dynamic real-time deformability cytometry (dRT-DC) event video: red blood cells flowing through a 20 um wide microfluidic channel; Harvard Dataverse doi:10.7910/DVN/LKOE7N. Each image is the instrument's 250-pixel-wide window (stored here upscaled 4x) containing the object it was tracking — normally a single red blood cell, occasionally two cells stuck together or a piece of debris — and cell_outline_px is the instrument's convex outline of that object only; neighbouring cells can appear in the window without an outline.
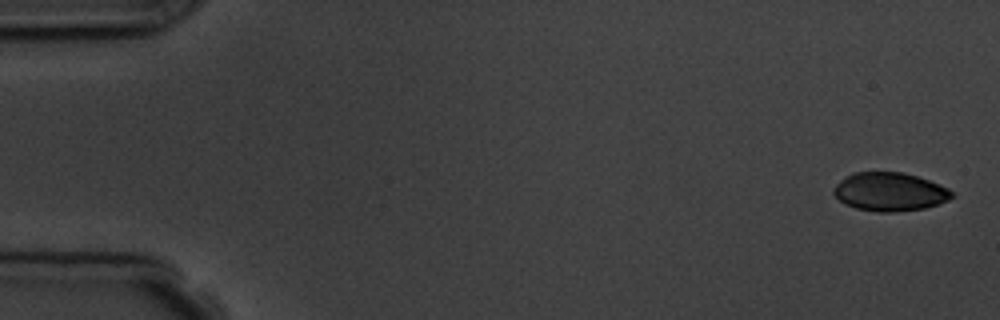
{"species": "common noctule bat (a hibernating species)", "species_latin": "Nyctalus noctula", "temperature_condition": "room temperature", "stored_images_in_passage": 7, "camera_frame_rate_fps": 3000, "um_per_image_px": 0.085, "animal": {"sex": "male", "body_mass_g": 19.5, "forearm_length_mm": 54.6}, "frame": {"image": 1, "passage_image": 1, "time_ms": 0.0, "image_size_px": [1000, 320], "cell_outline_px": [[952, 196], [948, 200], [924, 208], [896, 212], [876, 212], [856, 208], [840, 200], [832, 192], [832, 188], [844, 176], [852, 172], [904, 172], [928, 180], [948, 188], [952, 192]], "centroid_in_image_um": [75.59, 16.29], "position_along_channel_um": 9.4, "area_um2": 26.41}}
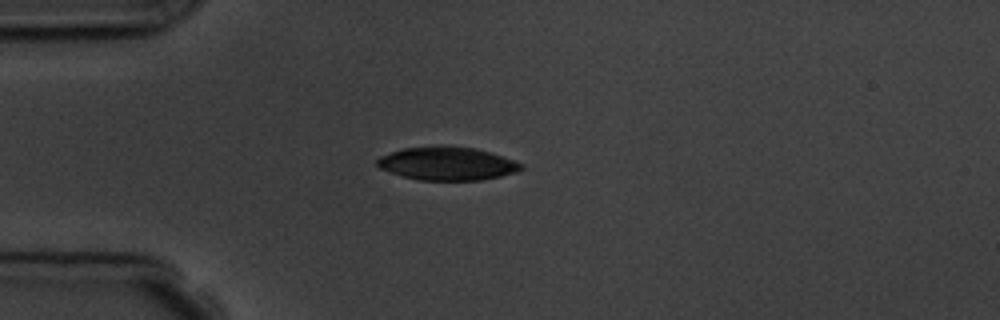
{"frame": {"image": 2, "passage_image": 4, "time_ms": 4.333, "image_size_px": [1000, 320], "cell_outline_px": [[524, 168], [516, 172], [500, 176], [480, 180], [420, 180], [404, 176], [380, 168], [376, 164], [376, 160], [380, 156], [404, 148], [440, 144], [444, 144], [476, 148], [524, 164]], "centroid_in_image_um": [38.01, 13.88], "position_along_channel_um": 47.0, "area_um2": 27.98}}